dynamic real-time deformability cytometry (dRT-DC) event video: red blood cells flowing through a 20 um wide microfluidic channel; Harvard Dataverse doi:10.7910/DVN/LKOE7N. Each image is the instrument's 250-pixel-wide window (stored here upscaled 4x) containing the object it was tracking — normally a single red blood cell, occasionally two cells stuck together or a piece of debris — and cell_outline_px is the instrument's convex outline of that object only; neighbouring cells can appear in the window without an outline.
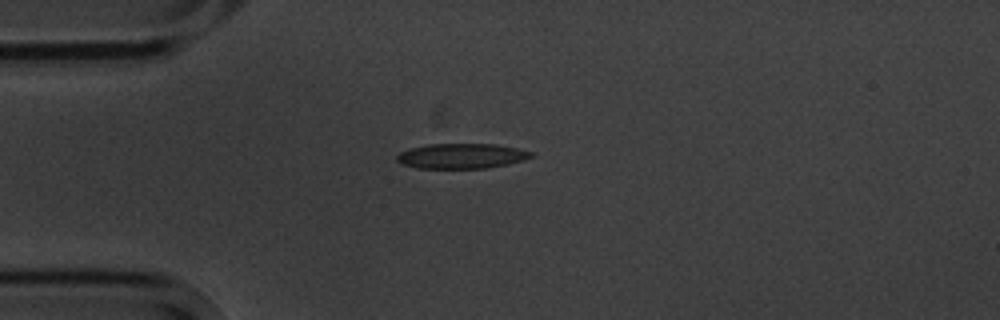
{"species": "common noctule bat (a hibernating species)", "species_latin": "Nyctalus noctula", "temperature_condition": "cold", "stored_images_in_passage": 5, "camera_frame_rate_fps": 3000, "um_per_image_px": 0.085, "animal": {"sex": "male", "body_mass_g": 20.1, "forearm_length_mm": 53.5}, "frame": {"image": 1, "passage_image": 3, "time_ms": 2.333, "image_size_px": [1000, 320], "cell_outline_px": [[536, 152], [532, 156], [524, 160], [508, 164], [488, 168], [416, 168], [404, 164], [396, 160], [396, 156], [400, 152], [412, 148], [428, 144], [496, 144]], "centroid_in_image_um": [39.27, 13.26], "position_along_channel_um": 45.7, "area_um2": 19.59}}
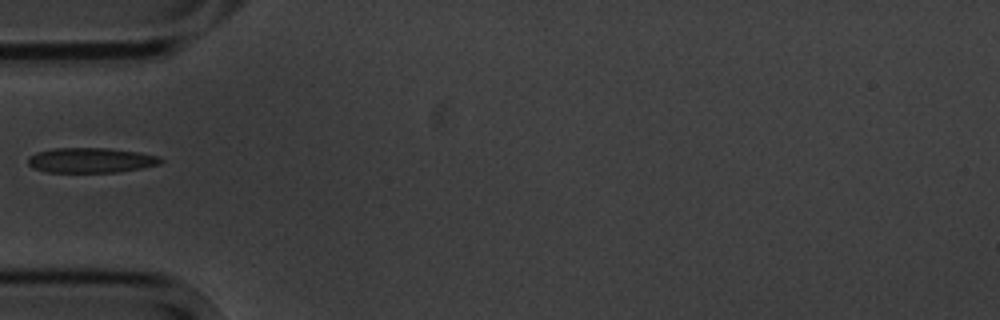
{"frame": {"image": 2, "passage_image": 4, "time_ms": 3.667, "image_size_px": [1000, 320], "cell_outline_px": [[164, 160], [160, 164], [120, 172], [48, 172], [32, 168], [28, 164], [28, 156], [36, 152], [56, 148], [108, 148], [140, 152], [160, 156]], "centroid_in_image_um": [7.74, 13.62], "position_along_channel_um": 77.3, "area_um2": 19.48}}
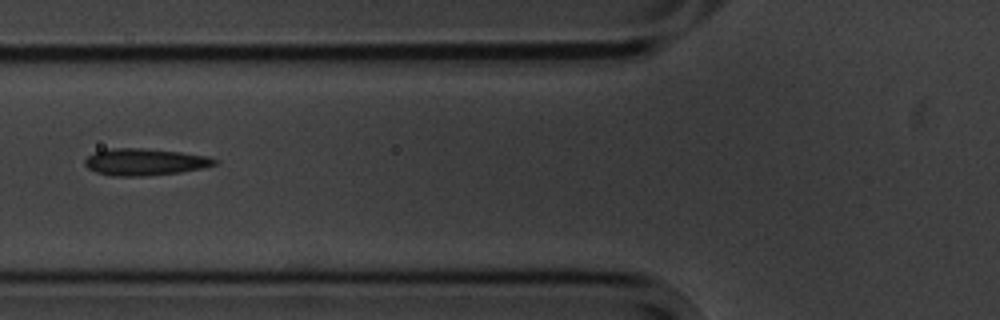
{"frame": {"image": 3, "passage_image": 5, "time_ms": 4.667, "image_size_px": [1000, 320], "cell_outline_px": [[220, 160], [216, 164], [204, 168], [180, 172], [144, 176], [112, 176], [96, 172], [88, 168], [84, 164], [84, 160], [88, 156], [96, 152], [112, 148], [144, 148], [180, 152], [208, 156]], "centroid_in_image_um": [12.33, 13.77], "position_along_channel_um": 113.5, "area_um2": 20.35}}